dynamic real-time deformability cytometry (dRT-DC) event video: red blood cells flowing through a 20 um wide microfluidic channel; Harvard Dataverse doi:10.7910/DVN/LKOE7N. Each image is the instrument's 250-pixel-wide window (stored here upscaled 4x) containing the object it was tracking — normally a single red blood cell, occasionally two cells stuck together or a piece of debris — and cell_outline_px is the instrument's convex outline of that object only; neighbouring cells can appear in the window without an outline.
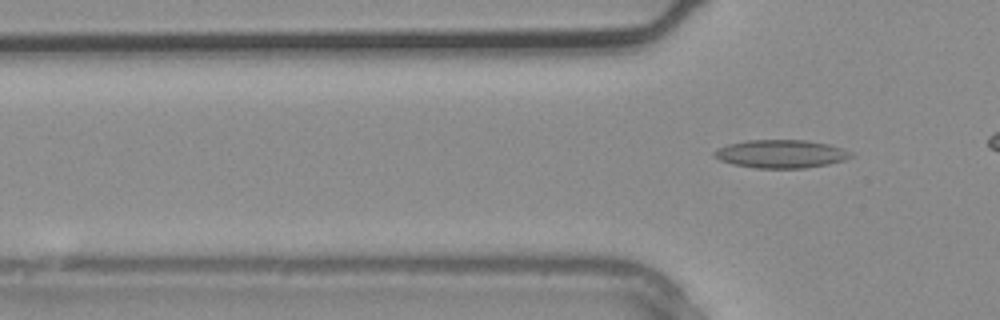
{"species": "common noctule bat (a hibernating species)", "species_latin": "Nyctalus noctula", "temperature_condition": "warm", "stored_images_in_passage": 3, "segment_of_instrument_passage": [2, 2], "camera_frame_rate_fps": 3000, "um_per_image_px": 0.085, "animal": {"sex": "male", "body_mass_g": 20.4}, "frame": {"image": 1, "passage_image": 3, "time_ms": 0.667, "image_size_px": [1000, 320], "cell_outline_px": [[852, 156], [844, 160], [828, 164], [804, 168], [756, 168], [732, 164], [720, 160], [712, 156], [712, 152], [716, 148], [728, 144], [748, 140], [804, 140], [828, 144], [852, 152]], "centroid_in_image_um": [66.32, 13.08], "position_along_channel_um": 59.5, "area_um2": 22.43}}